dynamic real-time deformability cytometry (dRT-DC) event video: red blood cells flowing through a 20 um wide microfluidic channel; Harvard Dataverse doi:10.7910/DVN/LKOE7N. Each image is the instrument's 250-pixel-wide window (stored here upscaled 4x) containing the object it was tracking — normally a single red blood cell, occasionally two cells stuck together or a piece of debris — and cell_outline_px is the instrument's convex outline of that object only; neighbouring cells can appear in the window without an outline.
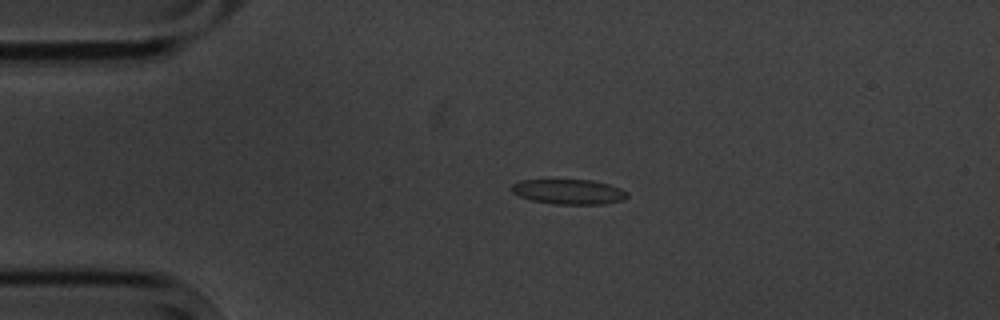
{"species": "common noctule bat (a hibernating species)", "species_latin": "Nyctalus noctula", "temperature_condition": "cold", "stored_images_in_passage": 2, "camera_frame_rate_fps": 3000, "um_per_image_px": 0.085, "animal": {"sex": "male", "body_mass_g": 20.1, "forearm_length_mm": 53.5}, "frame": {"image": 1, "passage_image": 1, "time_ms": 0.0, "image_size_px": [1000, 320], "cell_outline_px": [[628, 196], [624, 200], [604, 204], [552, 204], [532, 200], [520, 196], [512, 192], [512, 184], [520, 180], [592, 180], [608, 184], [620, 188], [628, 192]], "centroid_in_image_um": [48.37, 16.3], "position_along_channel_um": 36.6, "area_um2": 16.82}}